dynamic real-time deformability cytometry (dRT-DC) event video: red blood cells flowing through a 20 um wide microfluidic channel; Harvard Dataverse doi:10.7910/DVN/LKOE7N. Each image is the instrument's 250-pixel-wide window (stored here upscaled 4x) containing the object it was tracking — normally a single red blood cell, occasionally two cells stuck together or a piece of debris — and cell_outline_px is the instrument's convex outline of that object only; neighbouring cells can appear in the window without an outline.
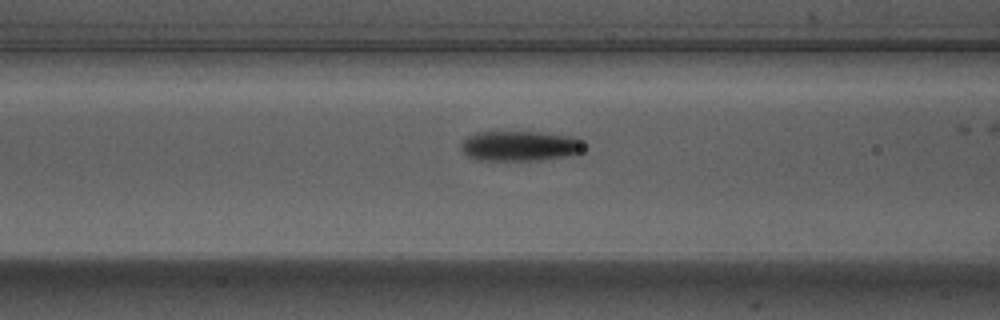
{"species": "Egyptian fruit bat (a non-hibernating species)", "species_latin": "Rousettus aegyptiacus", "temperature_condition": "warm", "stored_images_in_passage": 25, "camera_frame_rate_fps": 3000, "um_per_image_px": 0.085, "animal": {"sex": "male"}, "frame": {"image": 1, "passage_image": 4, "time_ms": 1.0, "image_size_px": [1000, 320], "cell_outline_px": [[584, 148], [580, 152], [564, 156], [540, 160], [476, 160], [468, 156], [460, 148], [460, 144], [468, 136], [476, 132], [540, 132], [572, 136], [580, 140]], "centroid_in_image_um": [44.15, 12.4], "position_along_channel_um": 122.5, "area_um2": 21.44}}
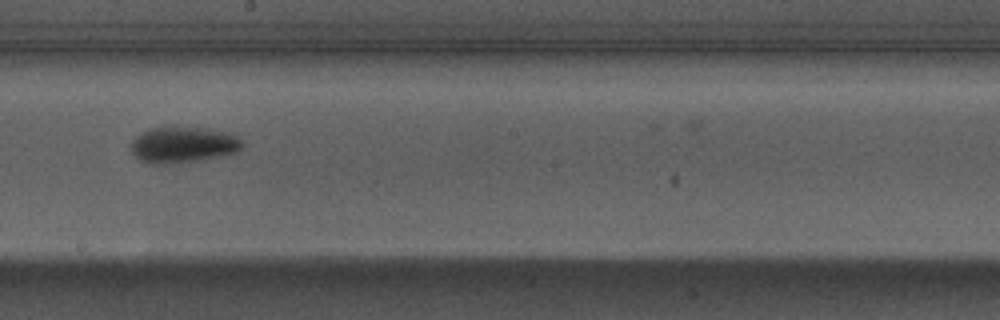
{"frame": {"image": 2, "passage_image": 13, "time_ms": 4.0, "image_size_px": [1000, 320], "cell_outline_px": [[244, 144], [236, 152], [220, 156], [200, 160], [164, 164], [148, 164], [140, 160], [132, 152], [132, 140], [136, 136], [148, 128], [164, 124], [172, 124], [208, 128], [236, 132], [240, 136]], "centroid_in_image_um": [15.6, 12.23], "position_along_channel_um": 232.6, "area_um2": 24.51}}
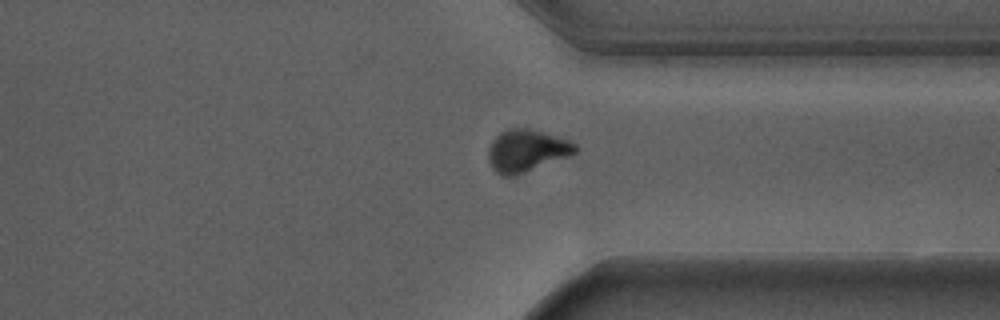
{"frame": {"image": 3, "passage_image": 24, "time_ms": 7.667, "image_size_px": [1000, 320], "cell_outline_px": [[576, 152], [516, 176], [500, 176], [492, 168], [488, 156], [488, 148], [492, 140], [500, 132], [508, 128], [528, 128], [568, 140], [576, 144]], "centroid_in_image_um": [44.69, 12.81], "position_along_channel_um": 366.7, "area_um2": 21.1}}